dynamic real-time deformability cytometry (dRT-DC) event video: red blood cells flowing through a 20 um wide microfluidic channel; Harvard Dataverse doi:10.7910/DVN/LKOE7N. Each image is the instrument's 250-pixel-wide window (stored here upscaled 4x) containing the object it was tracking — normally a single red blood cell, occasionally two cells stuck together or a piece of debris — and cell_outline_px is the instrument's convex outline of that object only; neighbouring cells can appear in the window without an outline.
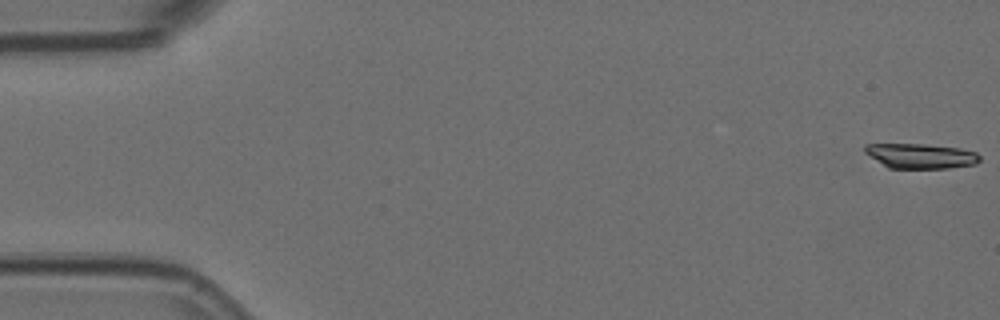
{"species": "Egyptian fruit bat (a non-hibernating species)", "species_latin": "Rousettus aegyptiacus", "temperature_condition": "room temperature", "stored_images_in_passage": 14, "camera_frame_rate_fps": 3000, "um_per_image_px": 0.085, "animal": {"sex": "female"}, "frame": {"image": 1, "passage_image": 1, "time_ms": 0.0, "image_size_px": [1000, 320], "cell_outline_px": [[980, 160], [976, 164], [948, 168], [888, 168], [864, 152], [864, 144], [924, 144], [960, 148], [976, 152], [980, 156]], "centroid_in_image_um": [78.26, 13.25], "position_along_channel_um": 6.7, "area_um2": 16.65}}
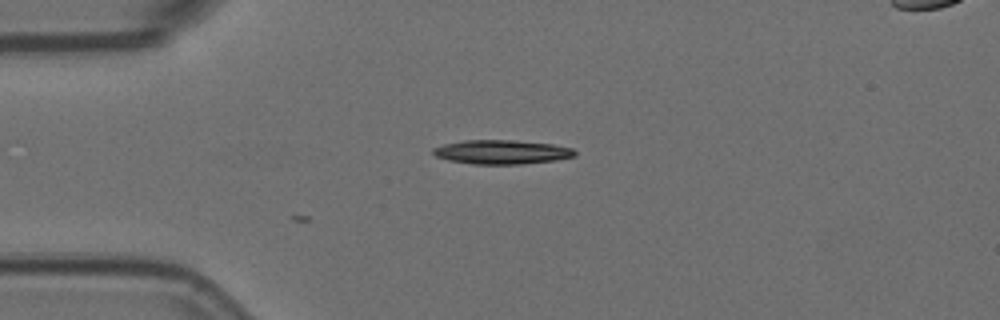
{"frame": {"image": 2, "passage_image": 14, "time_ms": 4.333, "image_size_px": [1000, 320], "cell_outline_px": [[576, 156], [556, 160], [520, 164], [472, 164], [448, 160], [436, 156], [432, 152], [432, 148], [444, 144], [464, 140], [512, 140], [552, 144], [572, 148], [576, 152]], "centroid_in_image_um": [42.64, 12.92], "position_along_channel_um": 42.4, "area_um2": 19.88}}